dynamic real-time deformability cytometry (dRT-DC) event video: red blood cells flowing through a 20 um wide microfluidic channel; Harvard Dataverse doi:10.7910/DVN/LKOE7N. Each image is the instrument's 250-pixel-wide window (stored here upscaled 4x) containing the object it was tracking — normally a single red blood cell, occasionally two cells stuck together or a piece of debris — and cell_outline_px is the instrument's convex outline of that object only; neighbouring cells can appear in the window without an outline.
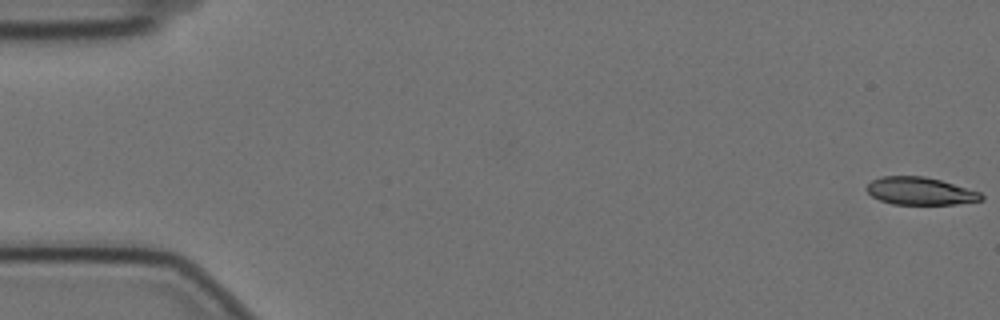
{"species": "Egyptian fruit bat (a non-hibernating species)", "species_latin": "Rousettus aegyptiacus", "temperature_condition": "cold", "stored_images_in_passage": 58, "camera_frame_rate_fps": 3000, "um_per_image_px": 0.085, "animal": {"sex": "female"}, "frame": {"image": 1, "passage_image": 1, "time_ms": 0.0, "image_size_px": [1000, 320], "cell_outline_px": [[984, 200], [956, 204], [892, 204], [880, 200], [872, 196], [864, 188], [872, 180], [880, 176], [924, 176], [940, 180], [980, 192], [984, 196]], "centroid_in_image_um": [78.2, 16.24], "position_along_channel_um": 6.8, "area_um2": 18.44}}
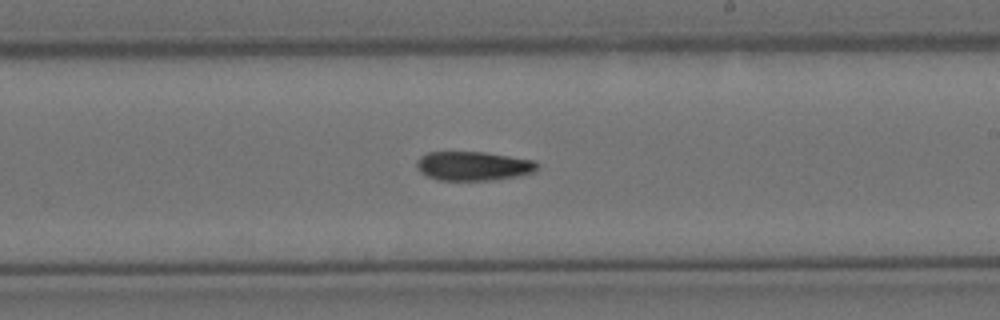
{"frame": {"image": 2, "passage_image": 34, "time_ms": 11.0, "image_size_px": [1000, 320], "cell_outline_px": [[540, 164], [536, 172], [516, 176], [492, 180], [440, 180], [428, 176], [420, 172], [416, 168], [416, 160], [420, 156], [428, 152], [484, 152], [536, 160]], "centroid_in_image_um": [40.25, 14.1], "position_along_channel_um": 248.7, "area_um2": 20.63}}
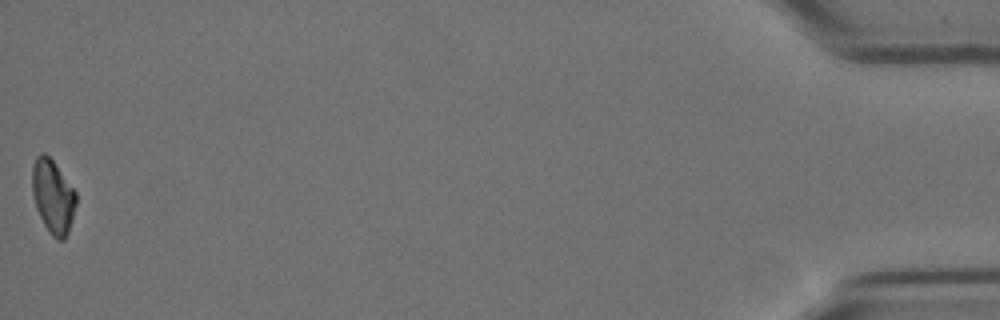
{"frame": {"image": 3, "passage_image": 58, "time_ms": 19.0, "image_size_px": [1000, 320], "cell_outline_px": [[76, 204], [72, 220], [68, 232], [64, 240], [56, 240], [52, 236], [44, 224], [36, 208], [32, 192], [32, 164], [36, 156], [40, 152], [44, 152], [52, 160], [76, 192]], "centroid_in_image_um": [4.49, 16.69], "position_along_channel_um": 430.7, "area_um2": 18.79}, "authors_computed_cell_mechanics": {"area_um2": 20.1722, "velocity_mm_per_s": 3.5039, "shape_relaxation_time_tau1_ms": 7.8815, "shape_relaxation_time_tau2_ms": null, "deformation_change_tau1": 0.1874, "deformation_change_tau2": null}}